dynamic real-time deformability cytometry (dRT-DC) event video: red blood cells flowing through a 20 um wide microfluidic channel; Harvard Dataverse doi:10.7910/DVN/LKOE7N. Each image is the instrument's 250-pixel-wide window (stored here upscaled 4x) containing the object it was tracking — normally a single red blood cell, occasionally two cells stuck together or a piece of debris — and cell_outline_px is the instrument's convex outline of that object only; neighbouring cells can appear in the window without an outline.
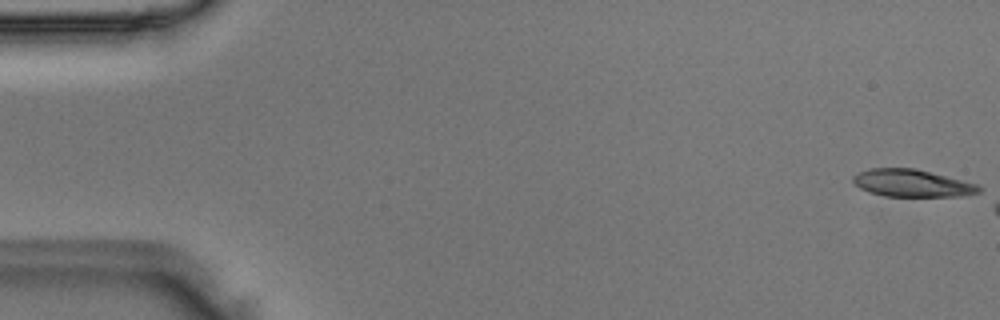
{"species": "Egyptian fruit bat (a non-hibernating species)", "species_latin": "Rousettus aegyptiacus", "temperature_condition": "room temperature", "stored_images_in_passage": 7, "camera_frame_rate_fps": 3000, "um_per_image_px": 0.085, "animal": {"sex": "male"}, "frame": {"image": 1, "passage_image": 1, "time_ms": 0.0, "image_size_px": [1000, 320], "cell_outline_px": [[984, 188], [980, 192], [960, 196], [884, 196], [868, 192], [860, 188], [852, 180], [852, 176], [868, 168], [916, 168], [980, 184]], "centroid_in_image_um": [77.57, 15.56], "position_along_channel_um": 7.4, "area_um2": 20.29}}